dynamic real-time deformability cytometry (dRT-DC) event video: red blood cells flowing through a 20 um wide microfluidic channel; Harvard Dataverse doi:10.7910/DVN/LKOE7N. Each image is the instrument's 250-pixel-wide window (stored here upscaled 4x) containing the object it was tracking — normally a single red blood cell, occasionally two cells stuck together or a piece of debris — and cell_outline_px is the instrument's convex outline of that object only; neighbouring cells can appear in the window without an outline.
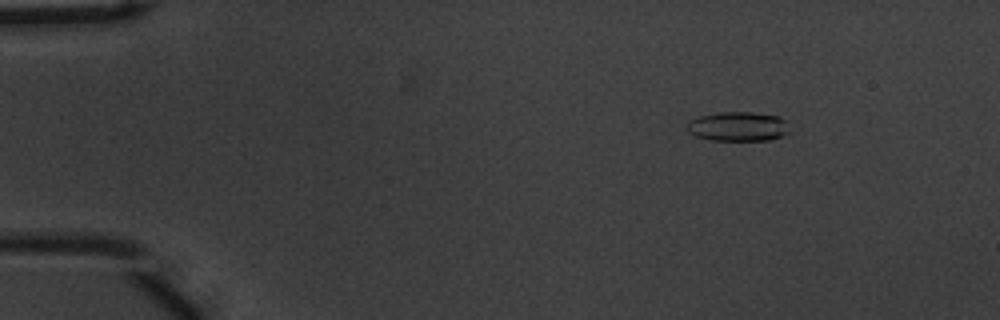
{"species": "common noctule bat (a hibernating species)", "species_latin": "Nyctalus noctula", "temperature_condition": "warm", "stored_images_in_passage": 56, "camera_frame_rate_fps": 3000, "um_per_image_px": 0.085, "animal": {"sex": "male", "body_mass_g": 20.1, "forearm_length_mm": 53.5}, "frame": {"image": 1, "passage_image": 8, "time_ms": 2.333, "image_size_px": [1000, 320], "cell_outline_px": [[788, 132], [784, 136], [768, 140], [712, 140], [696, 136], [688, 132], [688, 120], [700, 116], [720, 112], [752, 112], [776, 116], [788, 120]], "centroid_in_image_um": [62.76, 10.75], "position_along_channel_um": 22.2, "area_um2": 17.57}}
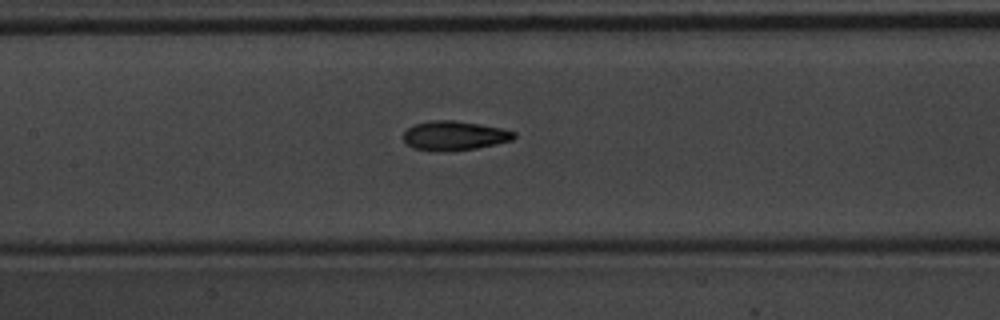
{"frame": {"image": 2, "passage_image": 27, "time_ms": 8.667, "image_size_px": [1000, 320], "cell_outline_px": [[516, 136], [512, 140], [496, 144], [476, 148], [436, 152], [412, 148], [404, 140], [404, 132], [408, 128], [416, 124], [432, 120], [452, 120], [480, 124], [500, 128], [516, 132]], "centroid_in_image_um": [38.62, 11.53], "position_along_channel_um": 168.8, "area_um2": 18.79}}
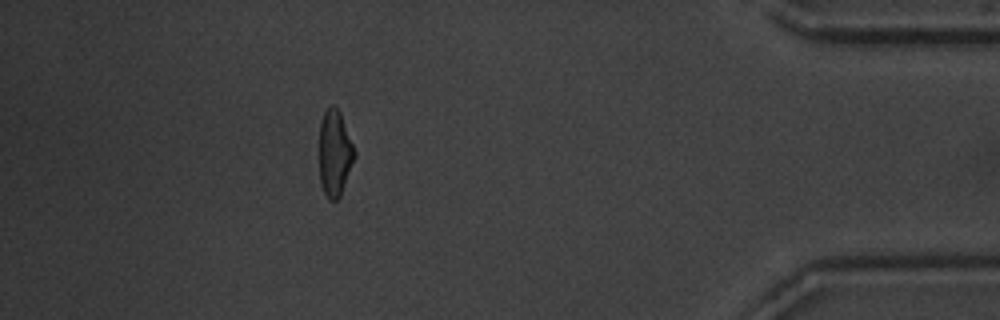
{"frame": {"image": 3, "passage_image": 50, "time_ms": 16.333, "image_size_px": [1000, 320], "cell_outline_px": [[356, 156], [340, 196], [336, 200], [328, 200], [320, 184], [320, 120], [324, 112], [332, 104], [340, 112], [356, 152]], "centroid_in_image_um": [28.46, 13.03], "position_along_channel_um": 406.7, "area_um2": 17.63}, "authors_computed_cell_mechanics": {"area_um2": 18.1492, "velocity_mm_per_s": 3.6977, "shape_relaxation_time_tau1_ms": 3.6757, "shape_relaxation_time_tau2_ms": 1.9429, "deformation_change_tau1": 0.1579, "deformation_change_tau2": 0.0956}}